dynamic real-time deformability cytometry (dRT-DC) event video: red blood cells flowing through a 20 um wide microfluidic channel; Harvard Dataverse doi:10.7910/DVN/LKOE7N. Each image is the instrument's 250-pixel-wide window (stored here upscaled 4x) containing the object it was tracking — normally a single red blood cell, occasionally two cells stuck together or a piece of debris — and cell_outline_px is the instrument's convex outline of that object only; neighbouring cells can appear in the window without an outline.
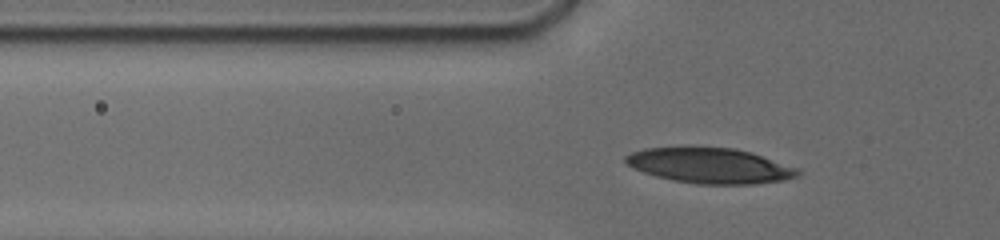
{"species": "human", "species_latin": "Homo sapiens", "temperature_condition": "cold", "stored_images_in_passage": 46, "camera_frame_rate_fps": 3000, "um_per_image_px": 0.085, "donor": {"sex": "male"}, "frame": {"image": 1, "passage_image": 13, "time_ms": 3.333, "image_size_px": [1000, 240], "cell_outline_px": [[800, 172], [796, 176], [784, 180], [752, 184], [696, 184], [672, 180], [656, 176], [632, 168], [624, 164], [624, 156], [632, 152], [644, 148], [736, 148], [752, 152], [796, 168]], "centroid_in_image_um": [60.3, 14.08], "position_along_channel_um": 65.5, "area_um2": 35.14}}
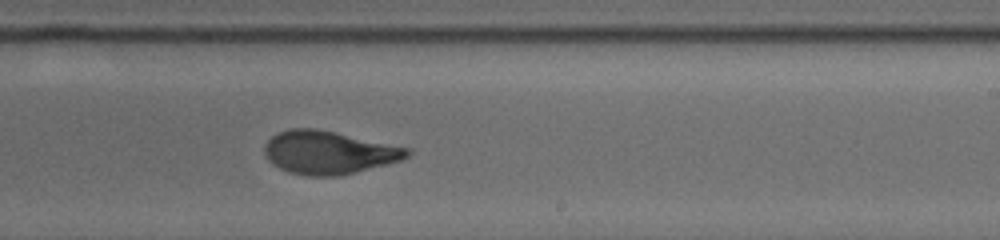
{"frame": {"image": 2, "passage_image": 31, "time_ms": 8.667, "image_size_px": [1000, 240], "cell_outline_px": [[412, 152], [408, 156], [400, 160], [356, 172], [340, 176], [308, 176], [288, 172], [272, 164], [268, 160], [264, 152], [264, 144], [272, 136], [280, 132], [292, 128], [316, 128], [412, 148]], "centroid_in_image_um": [27.94, 12.96], "position_along_channel_um": 261.1, "area_um2": 35.89}}
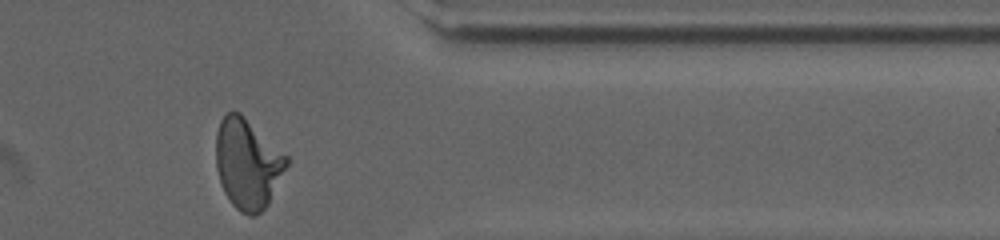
{"frame": {"image": 3, "passage_image": 45, "time_ms": 12.333, "image_size_px": [1000, 240], "cell_outline_px": [[288, 164], [268, 204], [256, 216], [248, 216], [240, 212], [232, 204], [224, 192], [216, 168], [216, 132], [220, 120], [228, 112], [240, 112], [288, 156]], "centroid_in_image_um": [21.04, 13.92], "position_along_channel_um": 390.4, "area_um2": 36.99}, "authors_computed_cell_mechanics": {"area_um2": 35.2869, "velocity_mm_per_s": 3.7855, "shape_relaxation_time_tau1_ms": 4.32, "shape_relaxation_time_tau2_ms": 0.9992, "deformation_change_tau1": 0.1838, "deformation_change_tau2": 0.074}}